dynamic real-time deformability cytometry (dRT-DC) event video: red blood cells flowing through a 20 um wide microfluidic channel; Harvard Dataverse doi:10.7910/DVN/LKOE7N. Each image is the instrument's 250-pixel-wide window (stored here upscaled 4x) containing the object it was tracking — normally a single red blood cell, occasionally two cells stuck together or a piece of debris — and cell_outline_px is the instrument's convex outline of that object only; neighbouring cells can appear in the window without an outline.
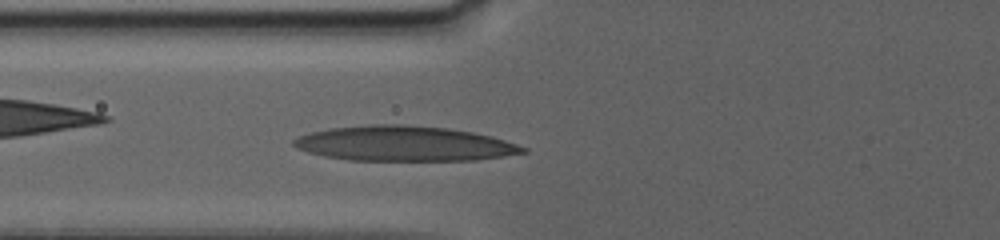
{"species": "human", "species_latin": "Homo sapiens", "temperature_condition": "warm", "stored_images_in_passage": 60, "camera_frame_rate_fps": 3000, "um_per_image_px": 0.085, "donor": {"sex": "female"}, "frame": {"image": 1, "passage_image": 17, "time_ms": 5.667, "image_size_px": [1000, 240], "cell_outline_px": [[528, 152], [504, 156], [476, 160], [348, 160], [324, 156], [308, 152], [296, 148], [292, 144], [292, 140], [300, 136], [312, 132], [328, 128], [368, 124], [400, 124], [448, 128], [472, 132], [492, 136], [528, 148]], "centroid_in_image_um": [34.35, 12.2], "position_along_channel_um": 91.5, "area_um2": 46.82}}
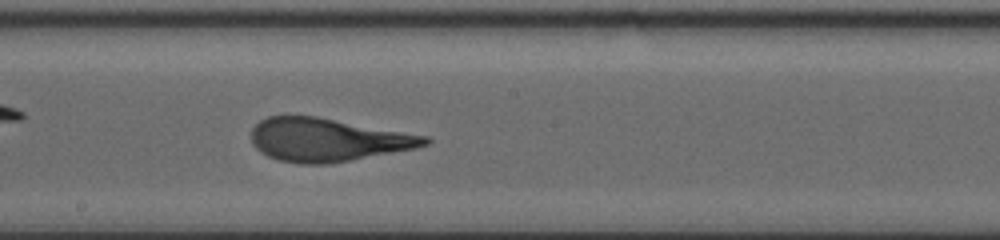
{"frame": {"image": 2, "passage_image": 28, "time_ms": 9.667, "image_size_px": [1000, 240], "cell_outline_px": [[432, 140], [428, 144], [416, 148], [328, 164], [300, 164], [280, 160], [268, 156], [260, 152], [252, 144], [252, 128], [260, 120], [268, 116], [316, 116], [428, 136]], "centroid_in_image_um": [27.84, 11.88], "position_along_channel_um": 220.4, "area_um2": 43.52}}
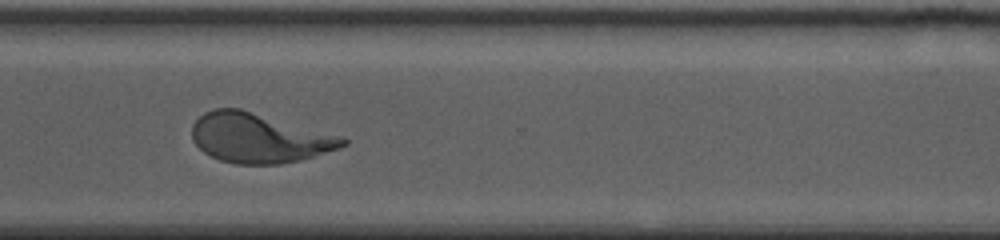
{"frame": {"image": 3, "passage_image": 46, "time_ms": 13.667, "image_size_px": [1000, 240], "cell_outline_px": [[348, 144], [340, 148], [300, 160], [280, 164], [236, 164], [220, 160], [204, 152], [192, 140], [192, 124], [204, 112], [216, 108], [240, 108], [344, 136], [348, 140]], "centroid_in_image_um": [22.04, 11.72], "position_along_channel_um": 348.6, "area_um2": 43.75}}